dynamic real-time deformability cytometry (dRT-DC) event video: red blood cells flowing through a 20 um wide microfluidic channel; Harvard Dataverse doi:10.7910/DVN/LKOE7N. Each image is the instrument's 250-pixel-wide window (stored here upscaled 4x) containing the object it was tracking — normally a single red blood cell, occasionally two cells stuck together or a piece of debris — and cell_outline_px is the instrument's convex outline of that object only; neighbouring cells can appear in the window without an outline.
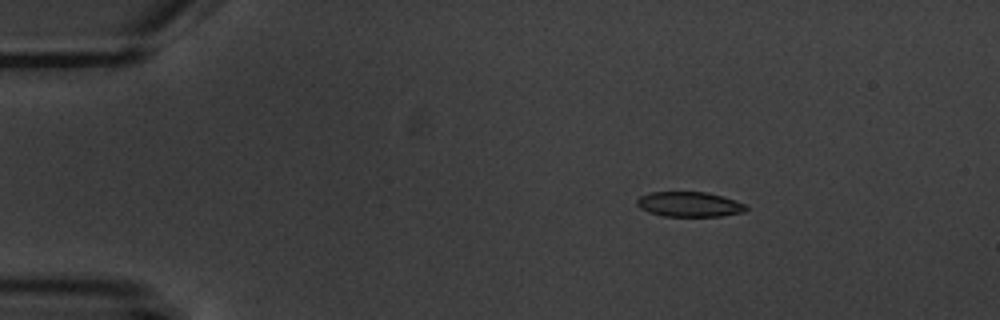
{"species": "common noctule bat (a hibernating species)", "species_latin": "Nyctalus noctula", "temperature_condition": "warm", "stored_images_in_passage": 5, "camera_frame_rate_fps": 3000, "um_per_image_px": 0.085, "animal": {"sex": "male", "body_mass_g": 20.1, "forearm_length_mm": 53.5}, "frame": {"image": 1, "passage_image": 3, "time_ms": 2.333, "image_size_px": [1000, 320], "cell_outline_px": [[748, 208], [744, 212], [720, 216], [664, 216], [648, 212], [640, 208], [636, 204], [636, 200], [640, 196], [648, 192], [708, 192], [724, 196], [744, 204]], "centroid_in_image_um": [58.57, 17.36], "position_along_channel_um": 26.4, "area_um2": 15.95}}